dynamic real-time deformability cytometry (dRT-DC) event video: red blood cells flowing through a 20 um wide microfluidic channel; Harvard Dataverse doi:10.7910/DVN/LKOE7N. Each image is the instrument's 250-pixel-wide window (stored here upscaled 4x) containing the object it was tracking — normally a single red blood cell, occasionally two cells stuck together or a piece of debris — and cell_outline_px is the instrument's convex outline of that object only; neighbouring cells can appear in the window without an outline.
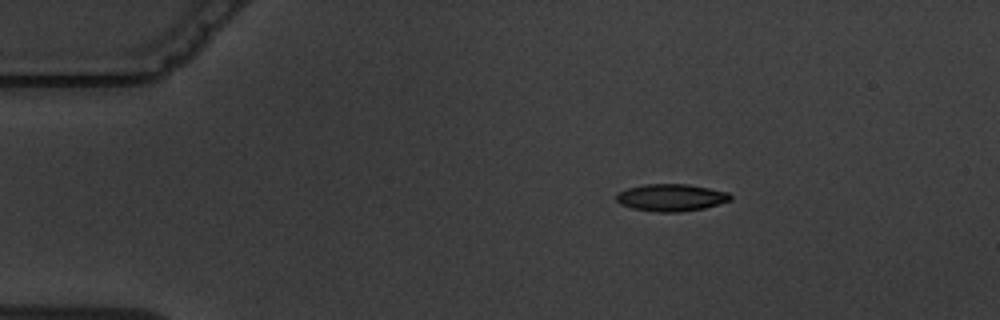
{"species": "common noctule bat (a hibernating species)", "species_latin": "Nyctalus noctula", "temperature_condition": "warm", "stored_images_in_passage": 4, "camera_frame_rate_fps": 3000, "um_per_image_px": 0.085, "animal": {"sex": "male", "body_mass_g": 19.5, "forearm_length_mm": 54.6}, "frame": {"image": 1, "passage_image": 1, "time_ms": 0.0, "image_size_px": [1000, 320], "cell_outline_px": [[732, 200], [704, 208], [680, 212], [656, 212], [632, 208], [620, 204], [616, 200], [616, 196], [620, 192], [628, 188], [644, 184], [688, 184], [728, 192], [732, 196]], "centroid_in_image_um": [57.06, 16.79], "position_along_channel_um": 27.9, "area_um2": 18.03}}